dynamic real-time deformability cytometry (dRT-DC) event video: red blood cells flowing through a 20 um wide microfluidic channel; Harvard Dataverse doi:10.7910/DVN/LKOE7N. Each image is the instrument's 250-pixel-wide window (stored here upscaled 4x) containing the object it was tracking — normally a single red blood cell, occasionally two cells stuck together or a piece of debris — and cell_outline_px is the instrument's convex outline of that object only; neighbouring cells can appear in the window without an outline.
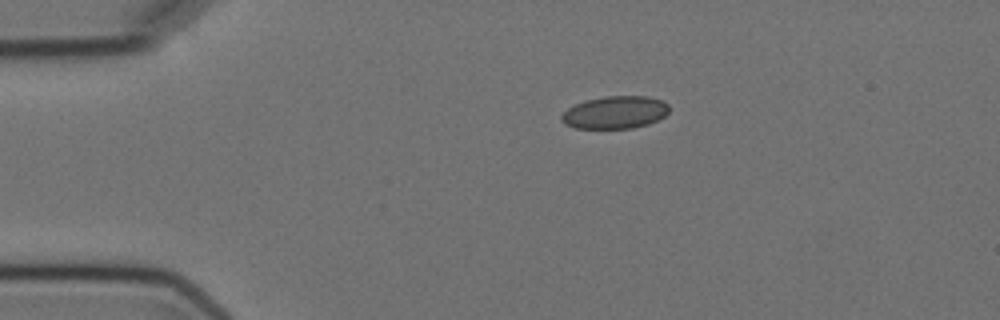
{"species": "Egyptian fruit bat (a non-hibernating species)", "species_latin": "Rousettus aegyptiacus", "temperature_condition": "cold", "stored_images_in_passage": 2, "camera_frame_rate_fps": 3000, "um_per_image_px": 0.085, "animal": {"sex": "female"}, "frame": {"image": 1, "passage_image": 1, "time_ms": 0.0, "image_size_px": [1000, 320], "cell_outline_px": [[668, 112], [664, 116], [648, 124], [632, 128], [576, 128], [564, 124], [560, 120], [560, 116], [568, 108], [584, 100], [604, 96], [648, 96], [660, 100], [668, 104]], "centroid_in_image_um": [52.25, 9.55], "position_along_channel_um": 32.8, "area_um2": 20.4}}